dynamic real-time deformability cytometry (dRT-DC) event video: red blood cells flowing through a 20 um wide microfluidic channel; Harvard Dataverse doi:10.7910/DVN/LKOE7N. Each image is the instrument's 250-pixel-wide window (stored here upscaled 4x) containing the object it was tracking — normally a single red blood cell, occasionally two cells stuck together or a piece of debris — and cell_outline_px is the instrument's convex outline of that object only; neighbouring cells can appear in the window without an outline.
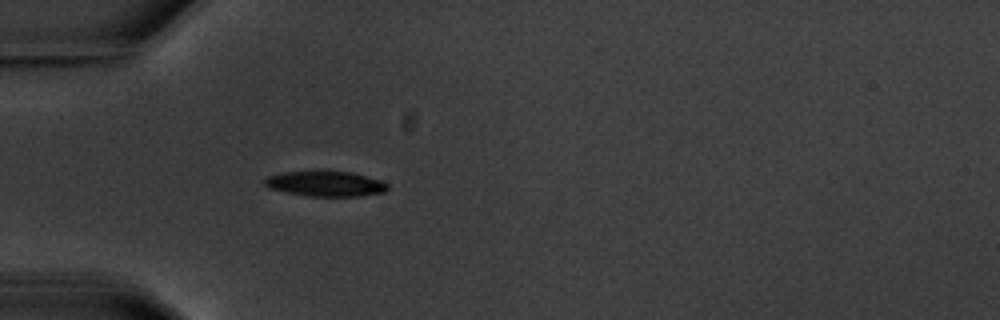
{"species": "common noctule bat (a hibernating species)", "species_latin": "Nyctalus noctula", "temperature_condition": "warm", "stored_images_in_passage": 1, "camera_frame_rate_fps": 3000, "um_per_image_px": 0.085, "animal": {"sex": "male", "body_mass_g": 20.1, "forearm_length_mm": 53.5}, "frame": {"image": 1, "passage_image": 1, "time_ms": 0.0, "image_size_px": [1000, 320], "cell_outline_px": [[388, 188], [384, 192], [360, 196], [308, 196], [268, 188], [264, 184], [264, 180], [268, 176], [280, 172], [352, 172], [380, 180], [388, 184]], "centroid_in_image_um": [27.67, 15.63], "position_along_channel_um": 57.3, "area_um2": 17.8}}